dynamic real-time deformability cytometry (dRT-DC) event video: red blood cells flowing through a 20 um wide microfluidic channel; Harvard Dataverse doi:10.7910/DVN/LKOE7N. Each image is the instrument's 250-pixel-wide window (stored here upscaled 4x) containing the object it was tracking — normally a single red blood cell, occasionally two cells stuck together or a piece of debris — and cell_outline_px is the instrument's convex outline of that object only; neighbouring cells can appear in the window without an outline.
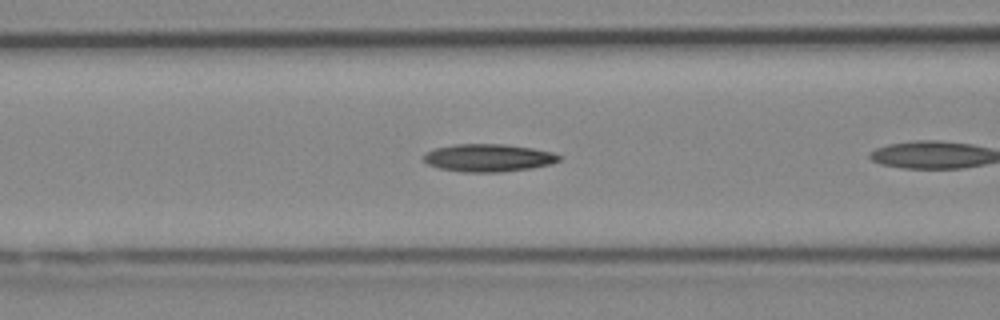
{"species": "Egyptian fruit bat (a non-hibernating species)", "species_latin": "Rousettus aegyptiacus", "temperature_condition": "cold", "stored_images_in_passage": 7, "camera_frame_rate_fps": 3000, "um_per_image_px": 0.085, "animal": {"sex": "female"}, "frame": {"image": 1, "passage_image": 6, "time_ms": 1.667, "image_size_px": [1000, 320], "cell_outline_px": [[560, 160], [552, 164], [532, 168], [500, 172], [464, 172], [440, 168], [428, 164], [424, 160], [424, 152], [432, 148], [452, 144], [508, 144], [532, 148], [552, 152], [560, 156]], "centroid_in_image_um": [41.49, 13.4], "position_along_channel_um": 125.1, "area_um2": 22.02}}